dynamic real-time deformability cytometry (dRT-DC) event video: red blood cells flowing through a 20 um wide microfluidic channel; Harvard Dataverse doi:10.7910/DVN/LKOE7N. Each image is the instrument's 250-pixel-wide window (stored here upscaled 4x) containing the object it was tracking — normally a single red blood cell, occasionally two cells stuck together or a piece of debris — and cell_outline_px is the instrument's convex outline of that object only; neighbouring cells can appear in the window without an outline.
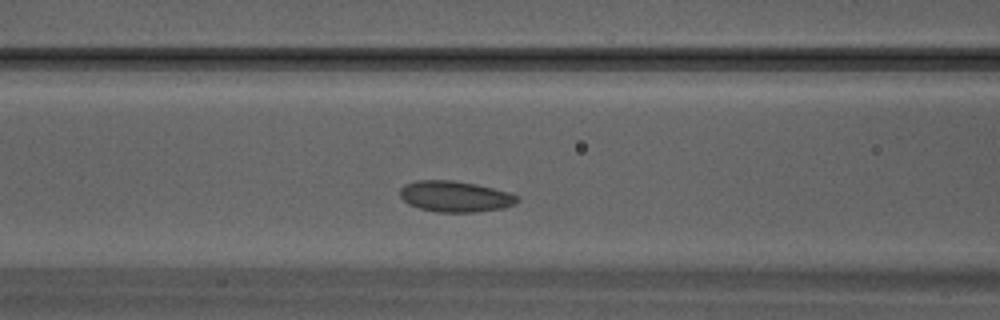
{"species": "Egyptian fruit bat (a non-hibernating species)", "species_latin": "Rousettus aegyptiacus", "temperature_condition": "warm", "stored_images_in_passage": 13, "camera_frame_rate_fps": 3000, "um_per_image_px": 0.085, "animal": {"sex": "male"}, "frame": {"image": 1, "passage_image": 8, "time_ms": 2.333, "image_size_px": [1000, 320], "cell_outline_px": [[520, 200], [504, 208], [476, 212], [436, 212], [420, 208], [408, 204], [400, 196], [400, 188], [404, 184], [416, 180], [452, 180], [476, 184], [508, 192], [520, 196]], "centroid_in_image_um": [38.68, 16.69], "position_along_channel_um": 127.9, "area_um2": 21.21}}
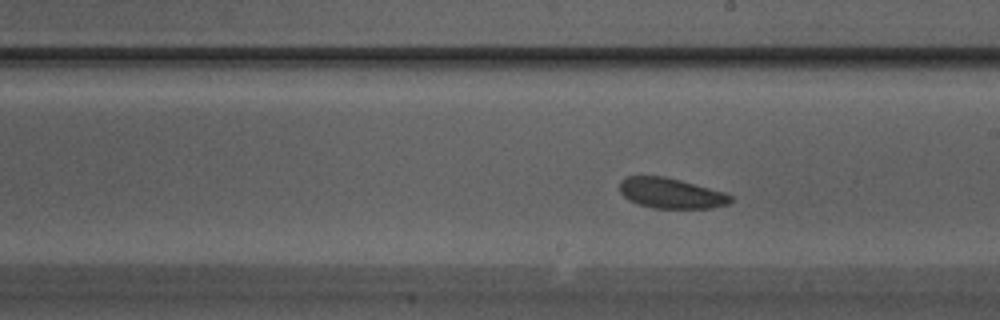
{"frame": {"image": 2, "passage_image": 13, "time_ms": 4.0, "image_size_px": [1000, 320], "cell_outline_px": [[732, 200], [728, 204], [712, 208], [652, 208], [628, 200], [620, 192], [620, 180], [624, 176], [664, 176], [680, 180], [724, 192], [732, 196]], "centroid_in_image_um": [57.01, 16.42], "position_along_channel_um": 232.0, "area_um2": 19.59}}